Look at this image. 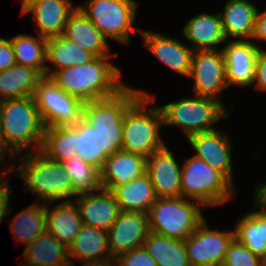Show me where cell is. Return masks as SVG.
I'll use <instances>...</instances> for the list:
<instances>
[{
  "label": "cell",
  "mask_w": 266,
  "mask_h": 266,
  "mask_svg": "<svg viewBox=\"0 0 266 266\" xmlns=\"http://www.w3.org/2000/svg\"><path fill=\"white\" fill-rule=\"evenodd\" d=\"M111 57H94L85 64L58 70L50 78L65 93L84 103L113 96L126 84Z\"/></svg>",
  "instance_id": "cell-1"
},
{
  "label": "cell",
  "mask_w": 266,
  "mask_h": 266,
  "mask_svg": "<svg viewBox=\"0 0 266 266\" xmlns=\"http://www.w3.org/2000/svg\"><path fill=\"white\" fill-rule=\"evenodd\" d=\"M18 157V158H17ZM17 167L14 164L9 166L10 174L22 178L27 187V191L41 199L44 204L54 203V201H69L72 198V182L63 164L47 158L42 152H30L17 155ZM12 170L14 172H12Z\"/></svg>",
  "instance_id": "cell-2"
},
{
  "label": "cell",
  "mask_w": 266,
  "mask_h": 266,
  "mask_svg": "<svg viewBox=\"0 0 266 266\" xmlns=\"http://www.w3.org/2000/svg\"><path fill=\"white\" fill-rule=\"evenodd\" d=\"M0 112L6 147L15 156L40 151L45 125L34 96L2 100Z\"/></svg>",
  "instance_id": "cell-3"
},
{
  "label": "cell",
  "mask_w": 266,
  "mask_h": 266,
  "mask_svg": "<svg viewBox=\"0 0 266 266\" xmlns=\"http://www.w3.org/2000/svg\"><path fill=\"white\" fill-rule=\"evenodd\" d=\"M147 93L126 85L113 96L84 103L82 117L100 133L101 150L107 157L122 149L125 111L141 94Z\"/></svg>",
  "instance_id": "cell-4"
},
{
  "label": "cell",
  "mask_w": 266,
  "mask_h": 266,
  "mask_svg": "<svg viewBox=\"0 0 266 266\" xmlns=\"http://www.w3.org/2000/svg\"><path fill=\"white\" fill-rule=\"evenodd\" d=\"M154 101L152 94H141L125 111L122 150L147 157L166 146L159 133L162 113L151 105Z\"/></svg>",
  "instance_id": "cell-5"
},
{
  "label": "cell",
  "mask_w": 266,
  "mask_h": 266,
  "mask_svg": "<svg viewBox=\"0 0 266 266\" xmlns=\"http://www.w3.org/2000/svg\"><path fill=\"white\" fill-rule=\"evenodd\" d=\"M181 166L182 198L216 207L235 197L236 186L202 159L193 155Z\"/></svg>",
  "instance_id": "cell-6"
},
{
  "label": "cell",
  "mask_w": 266,
  "mask_h": 266,
  "mask_svg": "<svg viewBox=\"0 0 266 266\" xmlns=\"http://www.w3.org/2000/svg\"><path fill=\"white\" fill-rule=\"evenodd\" d=\"M159 105L163 127L177 126L188 138L190 135L216 129L215 124L228 117V110L217 100L192 95Z\"/></svg>",
  "instance_id": "cell-7"
},
{
  "label": "cell",
  "mask_w": 266,
  "mask_h": 266,
  "mask_svg": "<svg viewBox=\"0 0 266 266\" xmlns=\"http://www.w3.org/2000/svg\"><path fill=\"white\" fill-rule=\"evenodd\" d=\"M204 208L200 202L182 197L157 198L148 212L150 231L185 240L205 219Z\"/></svg>",
  "instance_id": "cell-8"
},
{
  "label": "cell",
  "mask_w": 266,
  "mask_h": 266,
  "mask_svg": "<svg viewBox=\"0 0 266 266\" xmlns=\"http://www.w3.org/2000/svg\"><path fill=\"white\" fill-rule=\"evenodd\" d=\"M138 6L136 0H86L77 7L108 40L127 45L132 29L141 31L134 27Z\"/></svg>",
  "instance_id": "cell-9"
},
{
  "label": "cell",
  "mask_w": 266,
  "mask_h": 266,
  "mask_svg": "<svg viewBox=\"0 0 266 266\" xmlns=\"http://www.w3.org/2000/svg\"><path fill=\"white\" fill-rule=\"evenodd\" d=\"M45 127L75 125L83 116L84 102L65 93L49 77H44L34 94Z\"/></svg>",
  "instance_id": "cell-10"
},
{
  "label": "cell",
  "mask_w": 266,
  "mask_h": 266,
  "mask_svg": "<svg viewBox=\"0 0 266 266\" xmlns=\"http://www.w3.org/2000/svg\"><path fill=\"white\" fill-rule=\"evenodd\" d=\"M189 78L194 79V95L213 98L229 109L221 101L222 93L229 88L222 49L194 51Z\"/></svg>",
  "instance_id": "cell-11"
},
{
  "label": "cell",
  "mask_w": 266,
  "mask_h": 266,
  "mask_svg": "<svg viewBox=\"0 0 266 266\" xmlns=\"http://www.w3.org/2000/svg\"><path fill=\"white\" fill-rule=\"evenodd\" d=\"M233 239L234 230L209 229L205 218L184 240L190 266H221Z\"/></svg>",
  "instance_id": "cell-12"
},
{
  "label": "cell",
  "mask_w": 266,
  "mask_h": 266,
  "mask_svg": "<svg viewBox=\"0 0 266 266\" xmlns=\"http://www.w3.org/2000/svg\"><path fill=\"white\" fill-rule=\"evenodd\" d=\"M112 261L120 255L143 246L150 233L148 213L121 211L107 230Z\"/></svg>",
  "instance_id": "cell-13"
},
{
  "label": "cell",
  "mask_w": 266,
  "mask_h": 266,
  "mask_svg": "<svg viewBox=\"0 0 266 266\" xmlns=\"http://www.w3.org/2000/svg\"><path fill=\"white\" fill-rule=\"evenodd\" d=\"M187 140L196 152L194 156L221 172L235 186L231 154L233 146L228 133L214 129L190 135Z\"/></svg>",
  "instance_id": "cell-14"
},
{
  "label": "cell",
  "mask_w": 266,
  "mask_h": 266,
  "mask_svg": "<svg viewBox=\"0 0 266 266\" xmlns=\"http://www.w3.org/2000/svg\"><path fill=\"white\" fill-rule=\"evenodd\" d=\"M141 39L155 58L175 73L189 78L194 50L179 39L162 33L141 29Z\"/></svg>",
  "instance_id": "cell-15"
},
{
  "label": "cell",
  "mask_w": 266,
  "mask_h": 266,
  "mask_svg": "<svg viewBox=\"0 0 266 266\" xmlns=\"http://www.w3.org/2000/svg\"><path fill=\"white\" fill-rule=\"evenodd\" d=\"M181 170L167 145L146 157V172L157 198L181 197Z\"/></svg>",
  "instance_id": "cell-16"
},
{
  "label": "cell",
  "mask_w": 266,
  "mask_h": 266,
  "mask_svg": "<svg viewBox=\"0 0 266 266\" xmlns=\"http://www.w3.org/2000/svg\"><path fill=\"white\" fill-rule=\"evenodd\" d=\"M72 0H40L26 2L21 16L31 13L39 36L49 39L63 34L71 13L77 8Z\"/></svg>",
  "instance_id": "cell-17"
},
{
  "label": "cell",
  "mask_w": 266,
  "mask_h": 266,
  "mask_svg": "<svg viewBox=\"0 0 266 266\" xmlns=\"http://www.w3.org/2000/svg\"><path fill=\"white\" fill-rule=\"evenodd\" d=\"M256 41L229 40L222 51L226 65L228 87H251L254 79L255 61L259 45Z\"/></svg>",
  "instance_id": "cell-18"
},
{
  "label": "cell",
  "mask_w": 266,
  "mask_h": 266,
  "mask_svg": "<svg viewBox=\"0 0 266 266\" xmlns=\"http://www.w3.org/2000/svg\"><path fill=\"white\" fill-rule=\"evenodd\" d=\"M253 193L252 211L235 223L234 238L266 261V199L257 192V187Z\"/></svg>",
  "instance_id": "cell-19"
},
{
  "label": "cell",
  "mask_w": 266,
  "mask_h": 266,
  "mask_svg": "<svg viewBox=\"0 0 266 266\" xmlns=\"http://www.w3.org/2000/svg\"><path fill=\"white\" fill-rule=\"evenodd\" d=\"M82 223L107 231L121 213L119 204L110 190L79 194L74 198Z\"/></svg>",
  "instance_id": "cell-20"
},
{
  "label": "cell",
  "mask_w": 266,
  "mask_h": 266,
  "mask_svg": "<svg viewBox=\"0 0 266 266\" xmlns=\"http://www.w3.org/2000/svg\"><path fill=\"white\" fill-rule=\"evenodd\" d=\"M68 258L71 266H75L76 261L81 262L82 266L111 262L108 232L83 224L68 247Z\"/></svg>",
  "instance_id": "cell-21"
},
{
  "label": "cell",
  "mask_w": 266,
  "mask_h": 266,
  "mask_svg": "<svg viewBox=\"0 0 266 266\" xmlns=\"http://www.w3.org/2000/svg\"><path fill=\"white\" fill-rule=\"evenodd\" d=\"M182 36L194 51L217 50L227 41L219 13H200L188 19L182 29Z\"/></svg>",
  "instance_id": "cell-22"
},
{
  "label": "cell",
  "mask_w": 266,
  "mask_h": 266,
  "mask_svg": "<svg viewBox=\"0 0 266 266\" xmlns=\"http://www.w3.org/2000/svg\"><path fill=\"white\" fill-rule=\"evenodd\" d=\"M62 36L91 52L95 57L118 55L110 52L108 39L78 7L69 16Z\"/></svg>",
  "instance_id": "cell-23"
},
{
  "label": "cell",
  "mask_w": 266,
  "mask_h": 266,
  "mask_svg": "<svg viewBox=\"0 0 266 266\" xmlns=\"http://www.w3.org/2000/svg\"><path fill=\"white\" fill-rule=\"evenodd\" d=\"M100 173L102 189L111 190L146 173V157L118 150L107 157Z\"/></svg>",
  "instance_id": "cell-24"
},
{
  "label": "cell",
  "mask_w": 266,
  "mask_h": 266,
  "mask_svg": "<svg viewBox=\"0 0 266 266\" xmlns=\"http://www.w3.org/2000/svg\"><path fill=\"white\" fill-rule=\"evenodd\" d=\"M258 7L250 0H228L220 17L227 41H252ZM234 38V39H233Z\"/></svg>",
  "instance_id": "cell-25"
},
{
  "label": "cell",
  "mask_w": 266,
  "mask_h": 266,
  "mask_svg": "<svg viewBox=\"0 0 266 266\" xmlns=\"http://www.w3.org/2000/svg\"><path fill=\"white\" fill-rule=\"evenodd\" d=\"M51 204H46V231L68 248L83 226L80 211L74 199L53 208L49 207Z\"/></svg>",
  "instance_id": "cell-26"
},
{
  "label": "cell",
  "mask_w": 266,
  "mask_h": 266,
  "mask_svg": "<svg viewBox=\"0 0 266 266\" xmlns=\"http://www.w3.org/2000/svg\"><path fill=\"white\" fill-rule=\"evenodd\" d=\"M117 200L120 210L125 212H149L157 199L148 173L133 179L122 186L110 190Z\"/></svg>",
  "instance_id": "cell-27"
},
{
  "label": "cell",
  "mask_w": 266,
  "mask_h": 266,
  "mask_svg": "<svg viewBox=\"0 0 266 266\" xmlns=\"http://www.w3.org/2000/svg\"><path fill=\"white\" fill-rule=\"evenodd\" d=\"M23 253L22 262L32 266H71L68 248L47 231L27 245Z\"/></svg>",
  "instance_id": "cell-28"
},
{
  "label": "cell",
  "mask_w": 266,
  "mask_h": 266,
  "mask_svg": "<svg viewBox=\"0 0 266 266\" xmlns=\"http://www.w3.org/2000/svg\"><path fill=\"white\" fill-rule=\"evenodd\" d=\"M43 78L38 70L18 64L0 72V101L34 96Z\"/></svg>",
  "instance_id": "cell-29"
},
{
  "label": "cell",
  "mask_w": 266,
  "mask_h": 266,
  "mask_svg": "<svg viewBox=\"0 0 266 266\" xmlns=\"http://www.w3.org/2000/svg\"><path fill=\"white\" fill-rule=\"evenodd\" d=\"M95 56L82 49L79 45L69 41L64 36L47 39L46 62L54 64V70L50 65H46V77H51L56 71L85 64Z\"/></svg>",
  "instance_id": "cell-30"
},
{
  "label": "cell",
  "mask_w": 266,
  "mask_h": 266,
  "mask_svg": "<svg viewBox=\"0 0 266 266\" xmlns=\"http://www.w3.org/2000/svg\"><path fill=\"white\" fill-rule=\"evenodd\" d=\"M10 220L9 228L14 240L27 246L46 231V204L32 202Z\"/></svg>",
  "instance_id": "cell-31"
},
{
  "label": "cell",
  "mask_w": 266,
  "mask_h": 266,
  "mask_svg": "<svg viewBox=\"0 0 266 266\" xmlns=\"http://www.w3.org/2000/svg\"><path fill=\"white\" fill-rule=\"evenodd\" d=\"M143 247L158 266H190L184 240L150 231Z\"/></svg>",
  "instance_id": "cell-32"
},
{
  "label": "cell",
  "mask_w": 266,
  "mask_h": 266,
  "mask_svg": "<svg viewBox=\"0 0 266 266\" xmlns=\"http://www.w3.org/2000/svg\"><path fill=\"white\" fill-rule=\"evenodd\" d=\"M10 40L16 64L36 69L46 77L47 39L18 33Z\"/></svg>",
  "instance_id": "cell-33"
},
{
  "label": "cell",
  "mask_w": 266,
  "mask_h": 266,
  "mask_svg": "<svg viewBox=\"0 0 266 266\" xmlns=\"http://www.w3.org/2000/svg\"><path fill=\"white\" fill-rule=\"evenodd\" d=\"M40 152L47 158L61 163L71 159L76 154L75 126L45 127Z\"/></svg>",
  "instance_id": "cell-34"
},
{
  "label": "cell",
  "mask_w": 266,
  "mask_h": 266,
  "mask_svg": "<svg viewBox=\"0 0 266 266\" xmlns=\"http://www.w3.org/2000/svg\"><path fill=\"white\" fill-rule=\"evenodd\" d=\"M74 126L76 154L101 170L107 156L101 150L100 133L83 117Z\"/></svg>",
  "instance_id": "cell-35"
},
{
  "label": "cell",
  "mask_w": 266,
  "mask_h": 266,
  "mask_svg": "<svg viewBox=\"0 0 266 266\" xmlns=\"http://www.w3.org/2000/svg\"><path fill=\"white\" fill-rule=\"evenodd\" d=\"M62 164L72 182L73 199L79 194L97 192L102 189L100 169L86 163L77 154Z\"/></svg>",
  "instance_id": "cell-36"
},
{
  "label": "cell",
  "mask_w": 266,
  "mask_h": 266,
  "mask_svg": "<svg viewBox=\"0 0 266 266\" xmlns=\"http://www.w3.org/2000/svg\"><path fill=\"white\" fill-rule=\"evenodd\" d=\"M221 266H266V261L234 238L228 246Z\"/></svg>",
  "instance_id": "cell-37"
},
{
  "label": "cell",
  "mask_w": 266,
  "mask_h": 266,
  "mask_svg": "<svg viewBox=\"0 0 266 266\" xmlns=\"http://www.w3.org/2000/svg\"><path fill=\"white\" fill-rule=\"evenodd\" d=\"M114 261L116 266H158L143 246L120 255Z\"/></svg>",
  "instance_id": "cell-38"
},
{
  "label": "cell",
  "mask_w": 266,
  "mask_h": 266,
  "mask_svg": "<svg viewBox=\"0 0 266 266\" xmlns=\"http://www.w3.org/2000/svg\"><path fill=\"white\" fill-rule=\"evenodd\" d=\"M253 85L254 89L266 92V49L261 46L255 61Z\"/></svg>",
  "instance_id": "cell-39"
},
{
  "label": "cell",
  "mask_w": 266,
  "mask_h": 266,
  "mask_svg": "<svg viewBox=\"0 0 266 266\" xmlns=\"http://www.w3.org/2000/svg\"><path fill=\"white\" fill-rule=\"evenodd\" d=\"M10 170L9 167L7 169L0 172V223L3 218L6 217L9 213L11 214L9 202H10V184L8 182L9 178H6L8 176ZM6 179V180H5Z\"/></svg>",
  "instance_id": "cell-40"
},
{
  "label": "cell",
  "mask_w": 266,
  "mask_h": 266,
  "mask_svg": "<svg viewBox=\"0 0 266 266\" xmlns=\"http://www.w3.org/2000/svg\"><path fill=\"white\" fill-rule=\"evenodd\" d=\"M15 64L11 40L0 38V72L11 68Z\"/></svg>",
  "instance_id": "cell-41"
},
{
  "label": "cell",
  "mask_w": 266,
  "mask_h": 266,
  "mask_svg": "<svg viewBox=\"0 0 266 266\" xmlns=\"http://www.w3.org/2000/svg\"><path fill=\"white\" fill-rule=\"evenodd\" d=\"M252 39L266 41V10H257Z\"/></svg>",
  "instance_id": "cell-42"
},
{
  "label": "cell",
  "mask_w": 266,
  "mask_h": 266,
  "mask_svg": "<svg viewBox=\"0 0 266 266\" xmlns=\"http://www.w3.org/2000/svg\"><path fill=\"white\" fill-rule=\"evenodd\" d=\"M8 157L12 156L15 159V155L6 147L5 137L3 134V128L1 124V112H0V158L6 162Z\"/></svg>",
  "instance_id": "cell-43"
},
{
  "label": "cell",
  "mask_w": 266,
  "mask_h": 266,
  "mask_svg": "<svg viewBox=\"0 0 266 266\" xmlns=\"http://www.w3.org/2000/svg\"><path fill=\"white\" fill-rule=\"evenodd\" d=\"M257 187V192L262 195L266 199V182L262 184L256 185Z\"/></svg>",
  "instance_id": "cell-44"
},
{
  "label": "cell",
  "mask_w": 266,
  "mask_h": 266,
  "mask_svg": "<svg viewBox=\"0 0 266 266\" xmlns=\"http://www.w3.org/2000/svg\"><path fill=\"white\" fill-rule=\"evenodd\" d=\"M84 266H116L115 261H111L104 264L84 265Z\"/></svg>",
  "instance_id": "cell-45"
},
{
  "label": "cell",
  "mask_w": 266,
  "mask_h": 266,
  "mask_svg": "<svg viewBox=\"0 0 266 266\" xmlns=\"http://www.w3.org/2000/svg\"><path fill=\"white\" fill-rule=\"evenodd\" d=\"M35 1H40V0H22V6L26 3V2H35Z\"/></svg>",
  "instance_id": "cell-46"
},
{
  "label": "cell",
  "mask_w": 266,
  "mask_h": 266,
  "mask_svg": "<svg viewBox=\"0 0 266 266\" xmlns=\"http://www.w3.org/2000/svg\"><path fill=\"white\" fill-rule=\"evenodd\" d=\"M2 163H4V161L0 158V169H1Z\"/></svg>",
  "instance_id": "cell-47"
},
{
  "label": "cell",
  "mask_w": 266,
  "mask_h": 266,
  "mask_svg": "<svg viewBox=\"0 0 266 266\" xmlns=\"http://www.w3.org/2000/svg\"><path fill=\"white\" fill-rule=\"evenodd\" d=\"M20 266H32V265L22 263V265H20Z\"/></svg>",
  "instance_id": "cell-48"
}]
</instances>
